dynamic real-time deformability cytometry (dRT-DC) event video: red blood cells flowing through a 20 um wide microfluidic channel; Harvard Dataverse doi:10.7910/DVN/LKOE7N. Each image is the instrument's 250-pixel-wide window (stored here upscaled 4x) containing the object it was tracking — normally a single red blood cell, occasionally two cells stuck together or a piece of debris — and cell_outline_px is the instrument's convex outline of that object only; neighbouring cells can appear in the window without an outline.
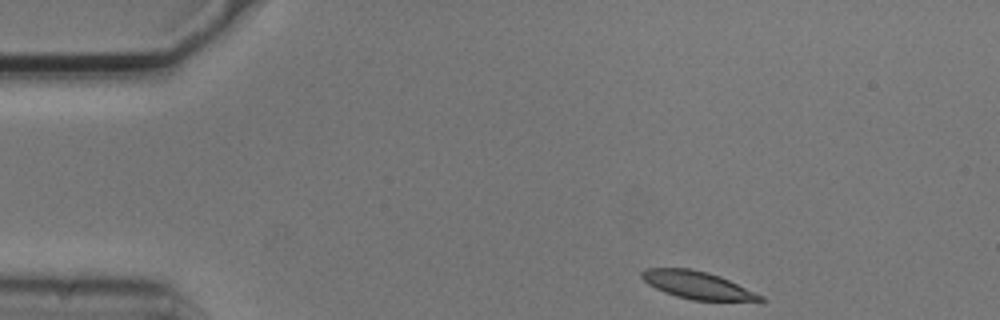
{"species": "common noctule bat (a hibernating species)", "species_latin": "Nyctalus noctula", "temperature_condition": "cold", "stored_images_in_passage": 3, "camera_frame_rate_fps": 3000, "um_per_image_px": 0.085, "animal": {"sex": "male", "body_mass_g": 20.5, "forearm_length_mm": 52.5}, "frame": {"image": 1, "passage_image": 1, "time_ms": 0.0, "image_size_px": [1000, 320], "cell_outline_px": [[768, 300], [760, 304], [692, 300], [676, 296], [664, 292], [648, 284], [640, 276], [640, 272], [644, 268], [688, 268], [708, 272], [720, 276], [764, 296]], "centroid_in_image_um": [59.43, 24.29], "position_along_channel_um": 25.6, "area_um2": 19.94}}
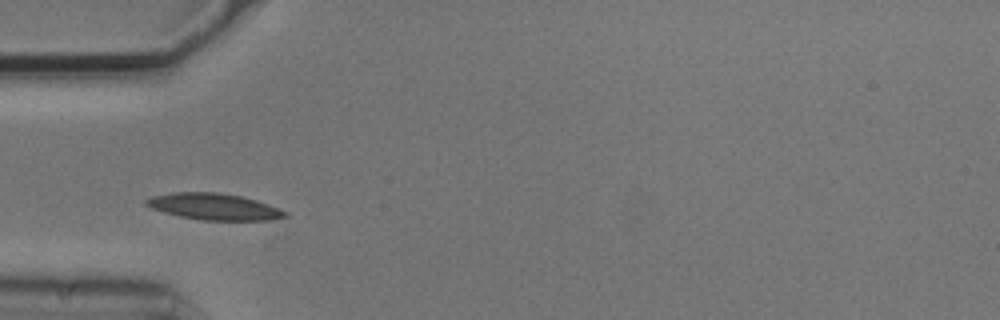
{"frame": {"image": 2, "passage_image": 3, "time_ms": 0.667, "image_size_px": [1000, 320], "cell_outline_px": [[288, 216], [272, 220], [204, 220], [180, 216], [164, 212], [152, 208], [144, 204], [144, 200], [152, 196], [172, 192], [216, 192], [240, 196], [256, 200], [280, 208], [288, 212]], "centroid_in_image_um": [18.21, 17.56], "position_along_channel_um": 66.8, "area_um2": 21.39}}